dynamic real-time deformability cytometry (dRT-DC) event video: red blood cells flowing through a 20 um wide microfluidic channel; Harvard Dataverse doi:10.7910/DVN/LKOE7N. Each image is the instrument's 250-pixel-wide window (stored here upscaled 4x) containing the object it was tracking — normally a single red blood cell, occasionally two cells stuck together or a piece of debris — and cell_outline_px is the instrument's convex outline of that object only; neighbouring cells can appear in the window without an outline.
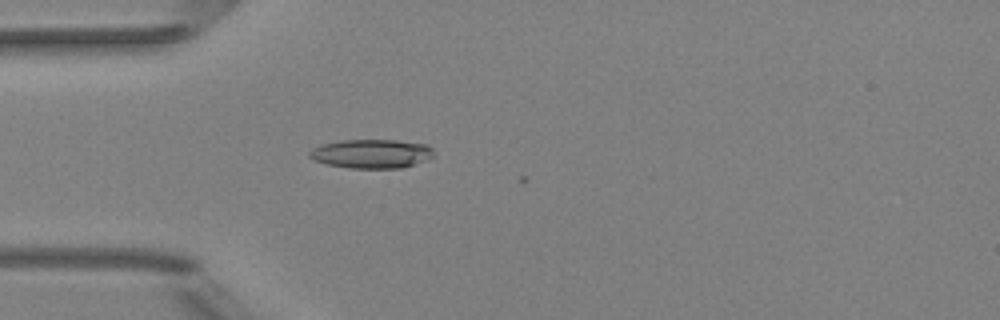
{"species": "Egyptian fruit bat (a non-hibernating species)", "species_latin": "Rousettus aegyptiacus", "temperature_condition": "room temperature", "stored_images_in_passage": 5, "camera_frame_rate_fps": 3000, "um_per_image_px": 0.085, "animal": {"sex": "female"}, "frame": {"image": 1, "passage_image": 4, "time_ms": 1.0, "image_size_px": [1000, 320], "cell_outline_px": [[432, 156], [428, 160], [400, 168], [348, 168], [328, 164], [312, 160], [308, 156], [308, 152], [312, 148], [320, 144], [344, 140], [396, 140], [428, 144], [432, 148]], "centroid_in_image_um": [31.55, 13.06], "position_along_channel_um": 53.5, "area_um2": 21.1}}